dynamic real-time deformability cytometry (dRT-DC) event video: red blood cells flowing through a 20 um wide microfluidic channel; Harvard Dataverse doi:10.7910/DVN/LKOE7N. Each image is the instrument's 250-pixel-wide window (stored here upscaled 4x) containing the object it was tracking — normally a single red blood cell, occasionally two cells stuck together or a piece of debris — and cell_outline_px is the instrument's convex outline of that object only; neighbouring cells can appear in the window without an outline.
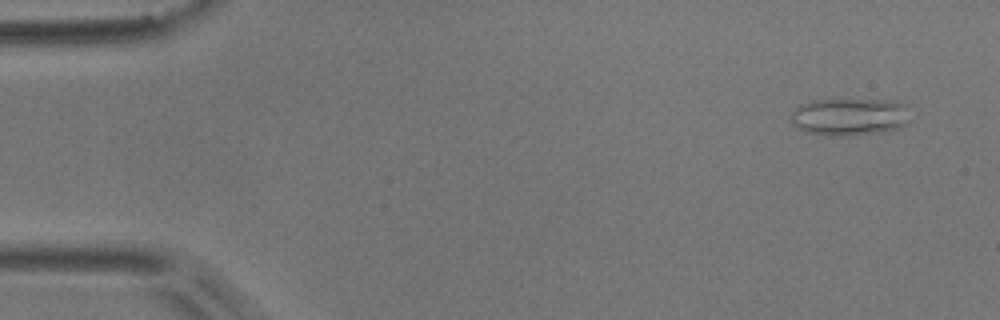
{"species": "common noctule bat (a hibernating species)", "species_latin": "Nyctalus noctula", "temperature_condition": "room temperature", "stored_images_in_passage": 7, "camera_frame_rate_fps": 3000, "um_per_image_px": 0.085, "animal": {"sex": "male", "body_mass_g": 17.9}, "frame": {"image": 1, "passage_image": 1, "time_ms": 0.0, "image_size_px": [1000, 320], "cell_outline_px": [[908, 124], [900, 128], [884, 132], [848, 136], [824, 136], [804, 132], [796, 128], [792, 124], [788, 116], [800, 104], [812, 100], [900, 100], [908, 104]], "centroid_in_image_um": [72.22, 9.94], "position_along_channel_um": 12.8, "area_um2": 26.88}}
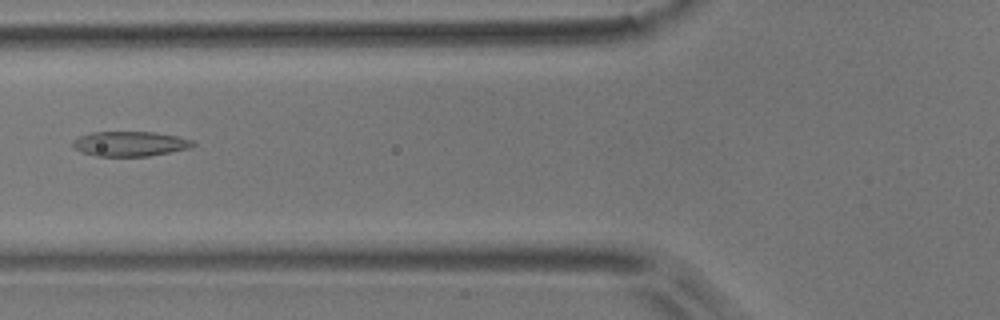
{"frame": {"image": 2, "passage_image": 6, "time_ms": 1.667, "image_size_px": [1000, 320], "cell_outline_px": [[196, 144], [192, 148], [148, 156], [96, 156], [80, 152], [72, 148], [72, 140], [80, 136], [92, 132], [152, 132], [176, 136], [192, 140]], "centroid_in_image_um": [11.02, 12.23], "position_along_channel_um": 114.8, "area_um2": 17.51}}
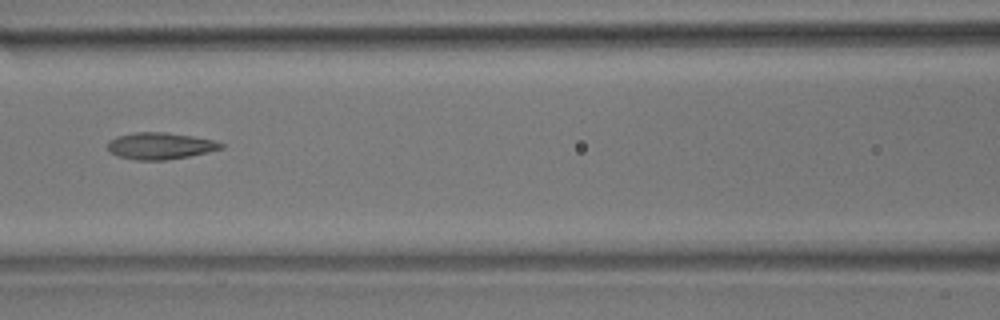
{"frame": {"image": 3, "passage_image": 7, "time_ms": 2.0, "image_size_px": [1000, 320], "cell_outline_px": [[224, 148], [208, 152], [188, 156], [164, 160], [136, 160], [116, 156], [108, 152], [108, 140], [116, 136], [136, 132], [164, 132], [192, 136], [216, 140], [224, 144]], "centroid_in_image_um": [13.59, 12.4], "position_along_channel_um": 153.0, "area_um2": 17.8}}